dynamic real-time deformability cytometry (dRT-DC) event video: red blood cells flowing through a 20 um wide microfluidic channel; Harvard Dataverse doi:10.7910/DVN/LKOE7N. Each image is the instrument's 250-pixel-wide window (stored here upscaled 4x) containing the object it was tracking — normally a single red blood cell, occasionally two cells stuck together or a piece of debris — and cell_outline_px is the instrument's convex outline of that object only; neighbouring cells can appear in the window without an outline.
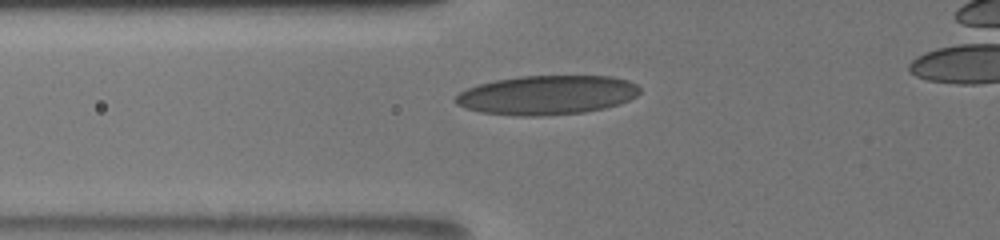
{"species": "human", "species_latin": "Homo sapiens", "temperature_condition": "room temperature", "stored_images_in_passage": 12, "camera_frame_rate_fps": 3000, "um_per_image_px": 0.085, "donor": {"sex": "male"}, "frame": {"image": 1, "passage_image": 6, "time_ms": 4.0, "image_size_px": [1000, 240], "cell_outline_px": [[640, 92], [636, 96], [620, 104], [604, 108], [584, 112], [540, 116], [512, 116], [480, 112], [464, 108], [456, 104], [452, 100], [460, 92], [468, 88], [480, 84], [496, 80], [520, 76], [612, 76], [628, 80], [636, 84], [640, 88]], "centroid_in_image_um": [46.48, 8.08], "position_along_channel_um": 79.3, "area_um2": 42.31}}